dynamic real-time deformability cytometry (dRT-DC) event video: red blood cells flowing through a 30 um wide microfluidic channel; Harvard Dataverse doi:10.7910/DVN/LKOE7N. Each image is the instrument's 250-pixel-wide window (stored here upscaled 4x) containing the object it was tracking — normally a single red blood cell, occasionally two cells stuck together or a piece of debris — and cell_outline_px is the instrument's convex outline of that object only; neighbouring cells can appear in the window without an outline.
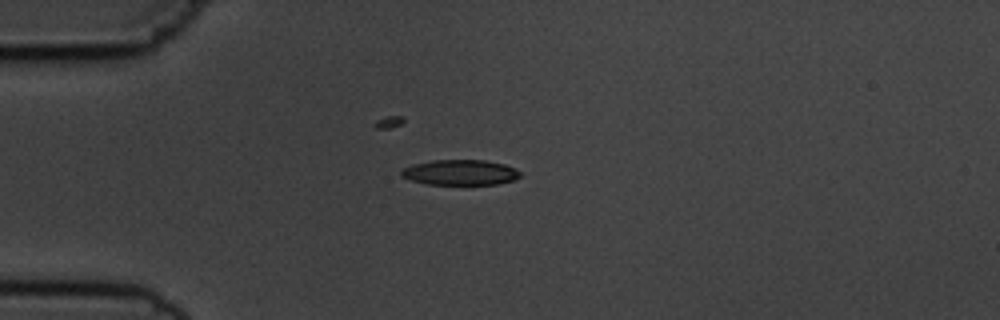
{"species": "common noctule bat (a hibernating species)", "species_latin": "Nyctalus noctula", "temperature_condition": "cold", "stored_images_in_passage": 6, "camera_frame_rate_fps": 3000, "um_per_image_px": 0.085, "animal": {"sex": "male", "body_mass_g": 19.5, "forearm_length_mm": 54.6}, "frame": {"image": 1, "passage_image": 4, "time_ms": 3.333, "image_size_px": [1000, 320], "cell_outline_px": [[520, 176], [516, 180], [496, 184], [428, 184], [412, 180], [400, 176], [400, 172], [404, 168], [412, 164], [432, 160], [484, 160], [504, 164], [516, 168], [520, 172]], "centroid_in_image_um": [39.13, 14.65], "position_along_channel_um": 45.9, "area_um2": 17.57}}
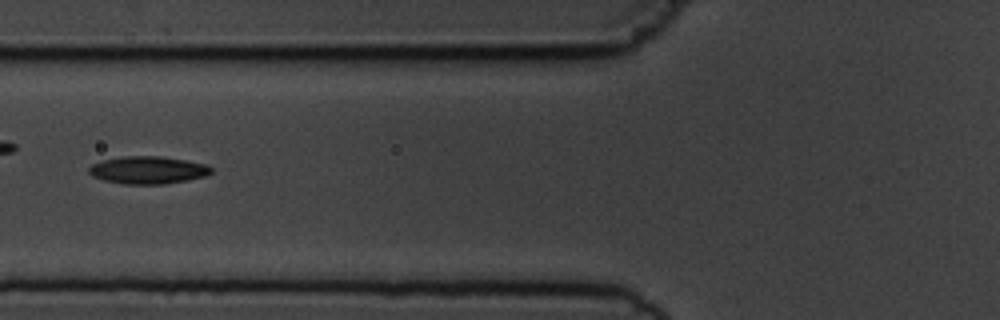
{"frame": {"image": 2, "passage_image": 6, "time_ms": 5.667, "image_size_px": [1000, 320], "cell_outline_px": [[212, 172], [204, 176], [188, 180], [164, 184], [124, 184], [104, 180], [92, 176], [88, 172], [88, 168], [92, 164], [104, 160], [124, 156], [160, 156], [208, 164], [212, 168]], "centroid_in_image_um": [12.58, 14.46], "position_along_channel_um": 113.2, "area_um2": 19.59}}